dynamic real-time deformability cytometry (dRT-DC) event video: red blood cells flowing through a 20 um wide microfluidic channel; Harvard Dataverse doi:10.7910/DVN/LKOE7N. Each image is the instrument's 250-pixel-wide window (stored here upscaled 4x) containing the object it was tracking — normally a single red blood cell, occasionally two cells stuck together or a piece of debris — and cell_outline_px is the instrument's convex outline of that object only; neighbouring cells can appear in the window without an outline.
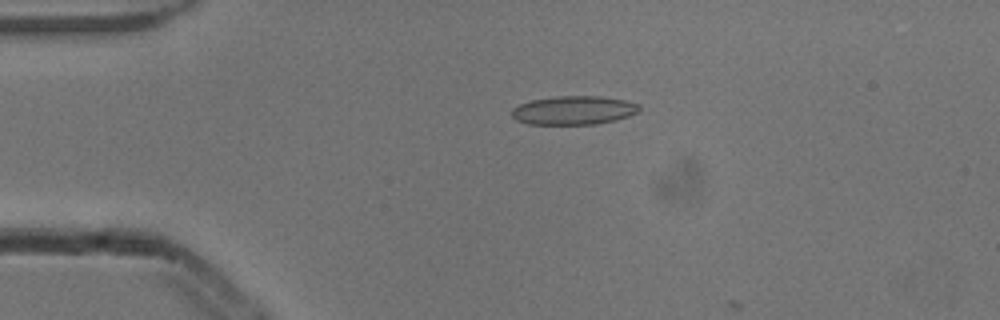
{"species": "common noctule bat (a hibernating species)", "species_latin": "Nyctalus noctula", "temperature_condition": "cold", "stored_images_in_passage": 5, "camera_frame_rate_fps": 3000, "um_per_image_px": 0.085, "animal": {"sex": "male", "body_mass_g": 13.3}, "frame": {"image": 1, "passage_image": 4, "time_ms": 1.0, "image_size_px": [1000, 320], "cell_outline_px": [[640, 112], [616, 120], [596, 124], [528, 124], [516, 120], [512, 116], [512, 108], [520, 104], [532, 100], [556, 96], [600, 96], [624, 100], [640, 104]], "centroid_in_image_um": [48.79, 9.37], "position_along_channel_um": 36.2, "area_um2": 21.39}}